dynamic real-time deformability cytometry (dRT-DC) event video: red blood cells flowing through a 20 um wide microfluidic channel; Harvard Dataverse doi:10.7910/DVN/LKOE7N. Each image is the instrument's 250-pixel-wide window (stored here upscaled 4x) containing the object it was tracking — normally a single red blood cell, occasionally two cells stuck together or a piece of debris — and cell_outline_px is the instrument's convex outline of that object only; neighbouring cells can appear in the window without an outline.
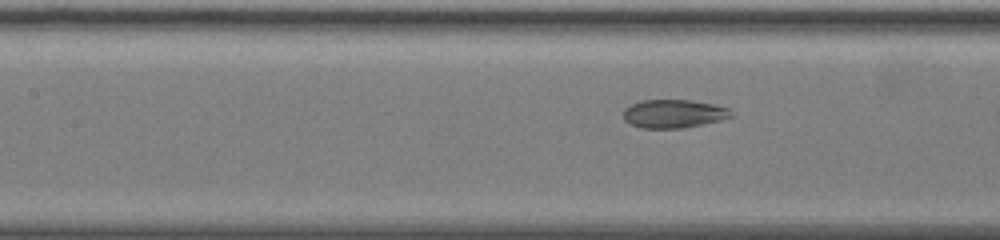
{"species": "common noctule bat (a hibernating species)", "species_latin": "Nyctalus noctula", "temperature_condition": "warm", "stored_images_in_passage": 21, "camera_frame_rate_fps": 3000, "um_per_image_px": 0.085, "animal": {"sex": "female", "body_mass_g": 19.5, "forearm_length_mm": 54.1}, "frame": {"image": 1, "passage_image": 18, "time_ms": 5.667, "image_size_px": [1000, 240], "cell_outline_px": [[732, 116], [720, 120], [684, 128], [640, 128], [624, 120], [624, 108], [640, 100], [692, 100], [712, 104], [728, 108], [732, 112]], "centroid_in_image_um": [57.24, 9.66], "position_along_channel_um": 150.2, "area_um2": 17.74}}